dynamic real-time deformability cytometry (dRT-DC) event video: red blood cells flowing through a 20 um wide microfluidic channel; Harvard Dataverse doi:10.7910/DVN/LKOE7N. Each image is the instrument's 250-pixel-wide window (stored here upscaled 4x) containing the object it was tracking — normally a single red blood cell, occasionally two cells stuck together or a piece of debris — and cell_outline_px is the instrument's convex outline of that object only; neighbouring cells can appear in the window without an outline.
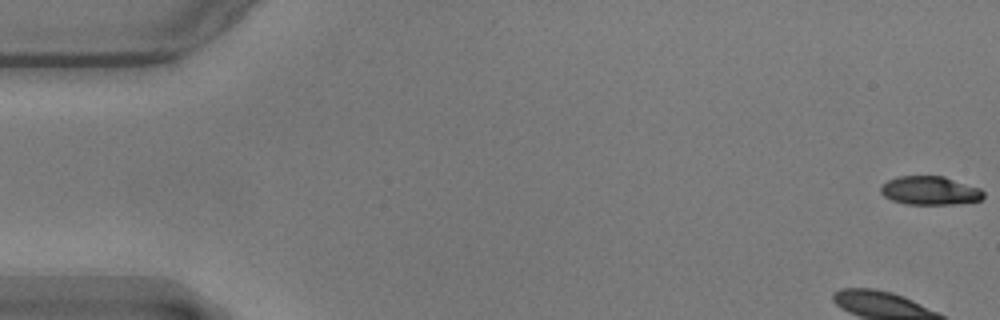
{"species": "common noctule bat (a hibernating species)", "species_latin": "Nyctalus noctula", "temperature_condition": "warm", "stored_images_in_passage": 51, "camera_frame_rate_fps": 3000, "um_per_image_px": 0.085, "animal": {"sex": "male", "body_mass_g": 17.9}, "frame": {"image": 1, "passage_image": 1, "time_ms": 0.0, "image_size_px": [1000, 320], "cell_outline_px": [[984, 196], [980, 200], [956, 204], [908, 204], [892, 200], [884, 196], [880, 192], [880, 188], [888, 180], [900, 176], [944, 176], [980, 188], [984, 192]], "centroid_in_image_um": [79.06, 16.2], "position_along_channel_um": 5.9, "area_um2": 17.05}, "authors_computed_cell_mechanics": {"area_um2": 19.1318, "velocity_mm_per_s": 3.5217, "shape_relaxation_time_tau1_ms": 2.7546, "shape_relaxation_time_tau2_ms": null, "deformation_change_tau1": 0.1244, "deformation_change_tau2": null}}